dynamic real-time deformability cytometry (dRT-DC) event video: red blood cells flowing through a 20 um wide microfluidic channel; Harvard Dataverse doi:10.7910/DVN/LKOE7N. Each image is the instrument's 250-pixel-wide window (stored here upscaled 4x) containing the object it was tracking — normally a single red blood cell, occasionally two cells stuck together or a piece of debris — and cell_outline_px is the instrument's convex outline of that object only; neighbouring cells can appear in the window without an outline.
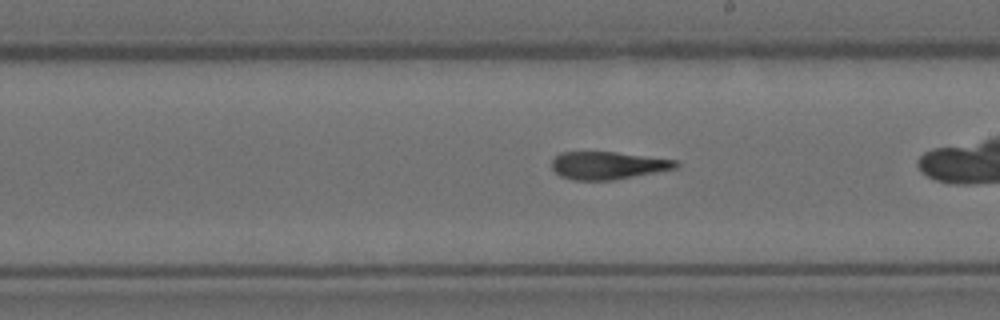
{"species": "Egyptian fruit bat (a non-hibernating species)", "species_latin": "Rousettus aegyptiacus", "temperature_condition": "room temperature", "stored_images_in_passage": 31, "camera_frame_rate_fps": 3000, "um_per_image_px": 0.085, "animal": {"sex": "female"}, "frame": {"image": 1, "passage_image": 18, "time_ms": 5.667, "image_size_px": [1000, 320], "cell_outline_px": [[680, 164], [676, 168], [612, 180], [572, 180], [560, 176], [552, 168], [552, 160], [560, 152], [616, 152], [676, 160]], "centroid_in_image_um": [51.64, 14.06], "position_along_channel_um": 237.4, "area_um2": 19.83}}
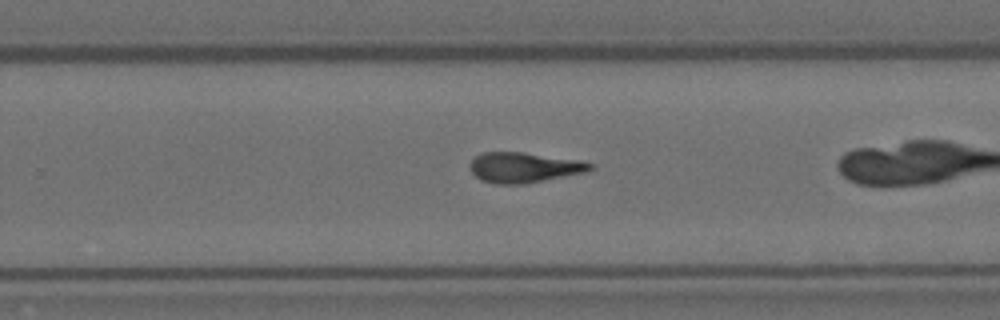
{"frame": {"image": 2, "passage_image": 22, "time_ms": 7.0, "image_size_px": [1000, 320], "cell_outline_px": [[592, 168], [584, 172], [524, 184], [496, 184], [480, 180], [472, 172], [472, 160], [476, 156], [484, 152], [520, 152], [580, 160], [592, 164]], "centroid_in_image_um": [44.52, 14.24], "position_along_channel_um": 285.3, "area_um2": 20.75}}